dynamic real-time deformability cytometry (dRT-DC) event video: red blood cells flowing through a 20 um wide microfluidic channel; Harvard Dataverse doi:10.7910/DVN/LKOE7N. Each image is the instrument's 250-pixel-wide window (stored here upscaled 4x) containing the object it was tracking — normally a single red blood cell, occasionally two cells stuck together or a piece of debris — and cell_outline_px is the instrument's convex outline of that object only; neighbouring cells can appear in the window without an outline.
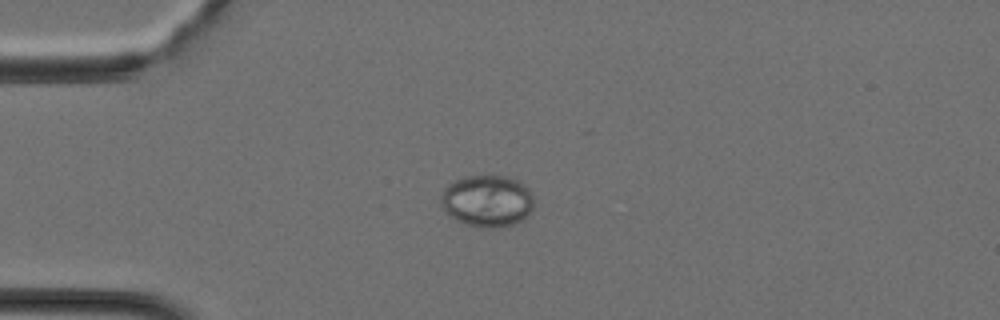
{"species": "Egyptian fruit bat (a non-hibernating species)", "species_latin": "Rousettus aegyptiacus", "temperature_condition": "cold", "stored_images_in_passage": 10, "camera_frame_rate_fps": 3000, "um_per_image_px": 0.085, "animal": {"sex": "female"}, "frame": {"image": 1, "passage_image": 1, "time_ms": 0.0, "image_size_px": [1000, 320], "cell_outline_px": [[532, 208], [516, 224], [496, 228], [480, 228], [456, 220], [444, 212], [440, 204], [440, 196], [448, 184], [464, 176], [508, 176], [524, 184], [532, 192]], "centroid_in_image_um": [41.38, 17.08], "position_along_channel_um": 43.6, "area_um2": 28.15}}